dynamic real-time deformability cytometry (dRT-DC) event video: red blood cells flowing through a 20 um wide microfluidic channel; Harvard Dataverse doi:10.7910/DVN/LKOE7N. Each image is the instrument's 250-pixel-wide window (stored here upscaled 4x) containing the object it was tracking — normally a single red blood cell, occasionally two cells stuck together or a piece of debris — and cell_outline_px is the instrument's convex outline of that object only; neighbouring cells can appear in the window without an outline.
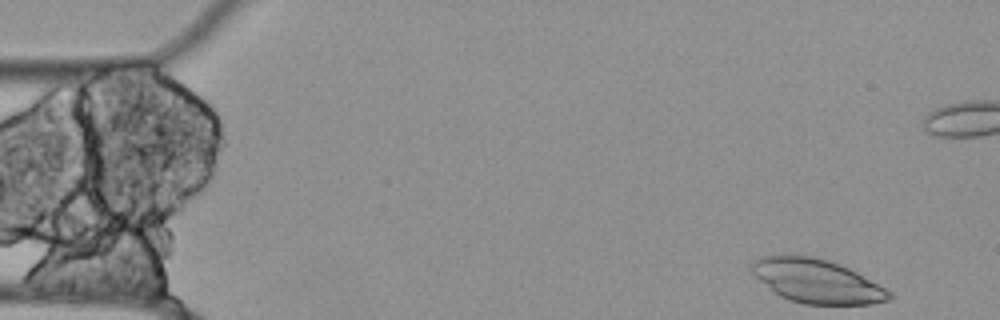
{"species": "Egyptian fruit bat (a non-hibernating species)", "species_latin": "Rousettus aegyptiacus", "temperature_condition": "cold", "stored_images_in_passage": 53, "camera_frame_rate_fps": 3000, "um_per_image_px": 0.085, "animal": {"sex": "female"}, "frame": {"image": 1, "passage_image": 1, "time_ms": 0.0, "image_size_px": [1000, 320], "cell_outline_px": [[892, 296], [888, 300], [872, 304], [804, 304], [788, 300], [780, 296], [760, 280], [748, 268], [752, 260], [760, 256], [784, 252], [816, 256], [840, 264], [856, 272], [892, 292]], "centroid_in_image_um": [69.35, 23.84], "position_along_channel_um": 15.7, "area_um2": 35.66}}
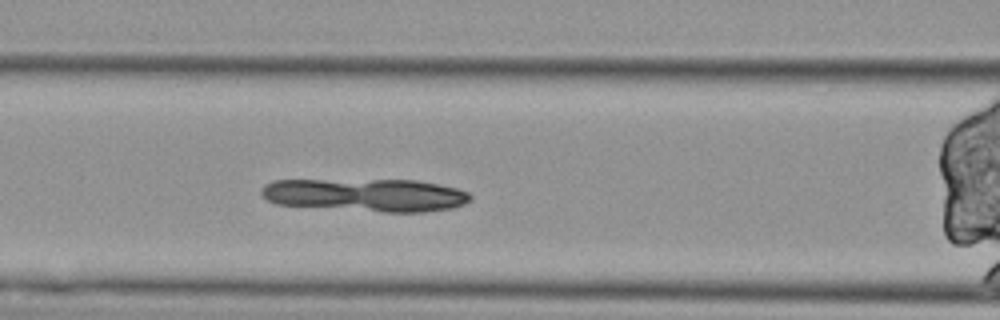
{"frame": {"image": 2, "passage_image": 19, "time_ms": 6.0, "image_size_px": [1000, 320], "cell_outline_px": [[472, 196], [464, 204], [452, 208], [424, 212], [384, 212], [276, 204], [268, 200], [260, 192], [260, 188], [264, 184], [272, 180], [416, 180], [456, 188], [468, 192]], "centroid_in_image_um": [31.07, 16.57], "position_along_channel_um": 135.5, "area_um2": 40.06}}